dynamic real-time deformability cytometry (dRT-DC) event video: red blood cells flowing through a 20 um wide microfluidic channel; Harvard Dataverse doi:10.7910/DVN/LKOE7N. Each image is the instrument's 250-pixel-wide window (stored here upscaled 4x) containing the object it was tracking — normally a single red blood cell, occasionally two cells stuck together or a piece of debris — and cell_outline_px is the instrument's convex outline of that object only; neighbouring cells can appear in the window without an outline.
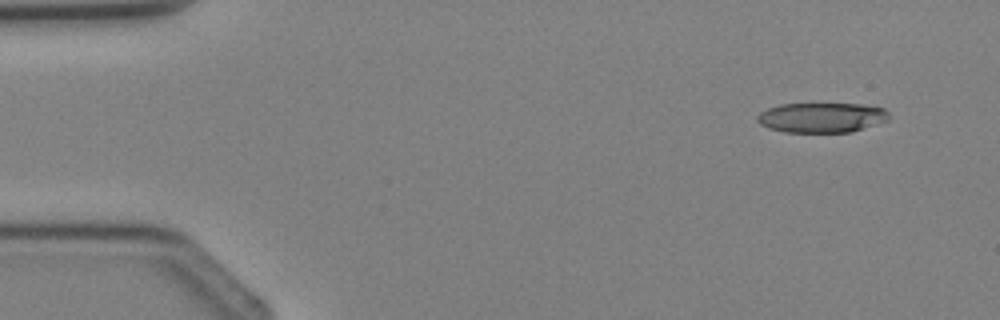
{"species": "Egyptian fruit bat (a non-hibernating species)", "species_latin": "Rousettus aegyptiacus", "temperature_condition": "cold", "stored_images_in_passage": 2, "camera_frame_rate_fps": 3000, "um_per_image_px": 0.085, "animal": {"sex": "female"}, "frame": {"image": 1, "passage_image": 2, "time_ms": 1.333, "image_size_px": [1000, 320], "cell_outline_px": [[888, 120], [852, 132], [784, 132], [768, 128], [760, 124], [756, 120], [756, 116], [760, 112], [768, 108], [780, 104], [860, 104], [884, 108], [888, 112]], "centroid_in_image_um": [69.81, 9.99], "position_along_channel_um": 15.2, "area_um2": 22.95}}